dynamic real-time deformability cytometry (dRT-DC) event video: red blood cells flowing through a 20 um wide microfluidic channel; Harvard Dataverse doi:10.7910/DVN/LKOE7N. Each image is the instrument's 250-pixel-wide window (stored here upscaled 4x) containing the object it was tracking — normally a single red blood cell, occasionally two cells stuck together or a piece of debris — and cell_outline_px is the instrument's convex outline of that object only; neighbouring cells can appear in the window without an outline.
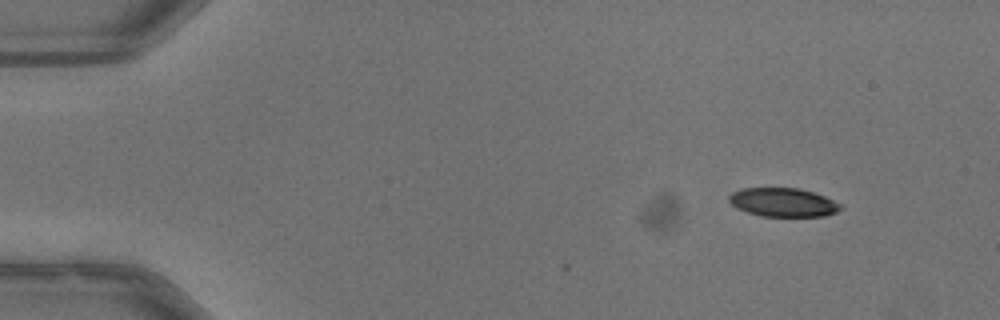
{"species": "common noctule bat (a hibernating species)", "species_latin": "Nyctalus noctula", "temperature_condition": "warm", "stored_images_in_passage": 37, "camera_frame_rate_fps": 3000, "um_per_image_px": 0.085, "animal": {"sex": "male", "body_mass_g": 13.3}, "frame": {"image": 1, "passage_image": 1, "time_ms": 0.0, "image_size_px": [1000, 320], "cell_outline_px": [[844, 208], [836, 212], [824, 216], [760, 216], [736, 208], [728, 200], [728, 196], [732, 192], [744, 188], [800, 188], [824, 196], [840, 204]], "centroid_in_image_um": [66.55, 17.2], "position_along_channel_um": 18.4, "area_um2": 18.61}}
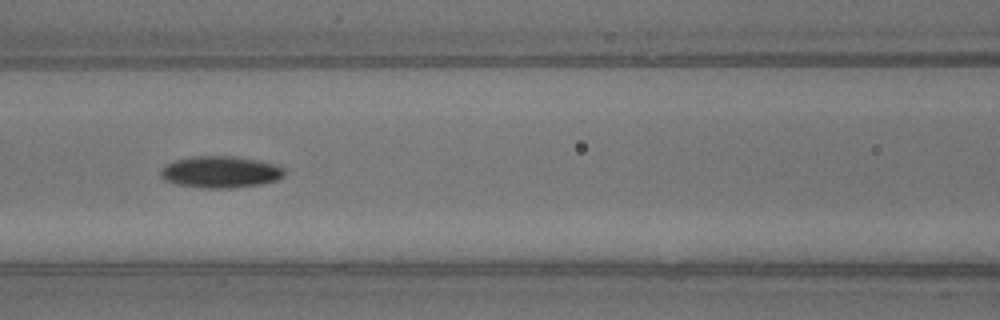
{"frame": {"image": 2, "passage_image": 19, "time_ms": 6.0, "image_size_px": [1000, 320], "cell_outline_px": [[284, 176], [276, 180], [260, 184], [232, 188], [200, 188], [176, 184], [164, 180], [160, 176], [160, 172], [168, 164], [176, 160], [192, 156], [236, 156], [276, 164], [284, 168]], "centroid_in_image_um": [18.75, 14.62], "position_along_channel_um": 147.9, "area_um2": 22.83}}
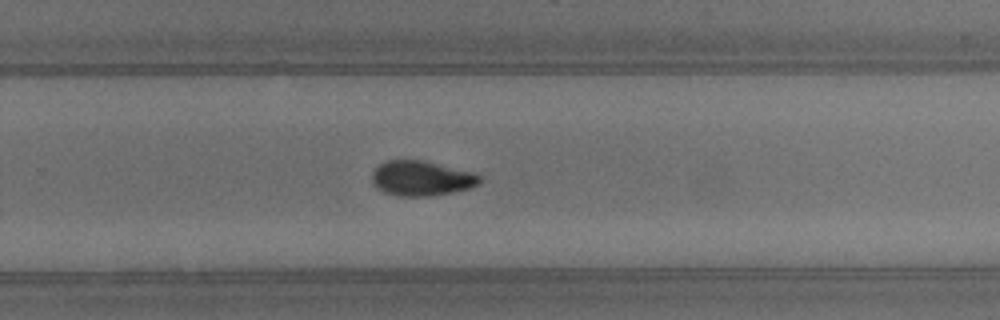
{"frame": {"image": 3, "passage_image": 30, "time_ms": 9.667, "image_size_px": [1000, 320], "cell_outline_px": [[480, 184], [468, 188], [452, 192], [428, 196], [400, 196], [384, 192], [372, 184], [372, 172], [380, 164], [388, 160], [424, 160], [476, 172], [480, 176]], "centroid_in_image_um": [35.84, 15.14], "position_along_channel_um": 294.0, "area_um2": 22.02}, "authors_computed_cell_mechanics": {"area_um2": 21.6172, "velocity_mm_per_s": 4.0013, "shape_relaxation_time_tau1_ms": 3.9326, "shape_relaxation_time_tau2_ms": 5.3935, "deformation_change_tau1": 0.1534, "deformation_change_tau2": 0.0903}}